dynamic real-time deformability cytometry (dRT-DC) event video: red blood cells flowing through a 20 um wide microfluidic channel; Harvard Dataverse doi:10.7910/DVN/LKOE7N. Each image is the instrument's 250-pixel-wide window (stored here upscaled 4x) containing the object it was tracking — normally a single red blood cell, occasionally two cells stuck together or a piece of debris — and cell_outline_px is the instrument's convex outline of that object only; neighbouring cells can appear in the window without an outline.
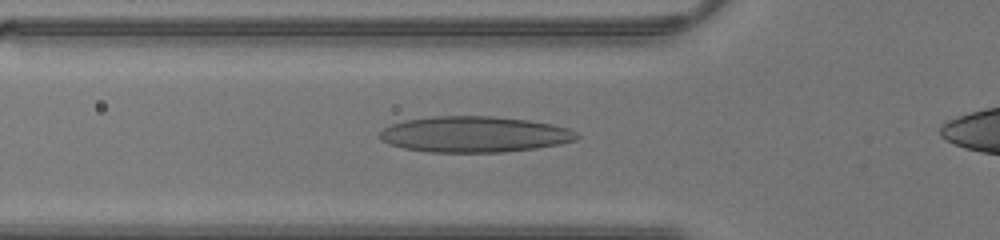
{"species": "human", "species_latin": "Homo sapiens", "temperature_condition": "warm", "stored_images_in_passage": 25, "camera_frame_rate_fps": 3000, "um_per_image_px": 0.085, "donor": {"sex": "male"}, "frame": {"image": 1, "passage_image": 2, "time_ms": 0.333, "image_size_px": [1000, 240], "cell_outline_px": [[580, 136], [576, 140], [560, 144], [536, 148], [504, 152], [428, 152], [404, 148], [388, 144], [380, 140], [376, 136], [384, 128], [392, 124], [404, 120], [432, 116], [492, 116], [532, 120], [552, 124], [568, 128], [576, 132]], "centroid_in_image_um": [40.31, 11.41], "position_along_channel_um": 85.5, "area_um2": 41.62}}
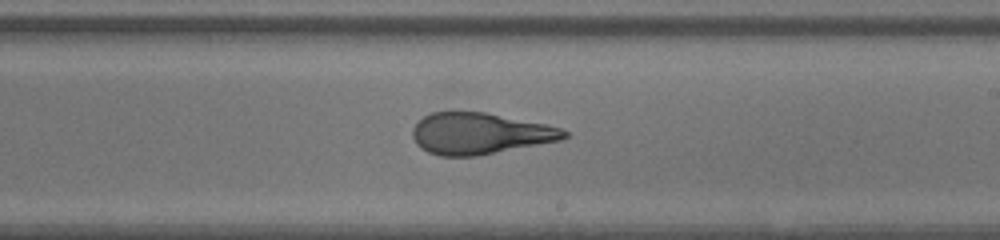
{"frame": {"image": 2, "passage_image": 12, "time_ms": 3.667, "image_size_px": [1000, 240], "cell_outline_px": [[568, 136], [564, 140], [476, 156], [440, 156], [428, 152], [420, 148], [416, 144], [412, 136], [412, 128], [424, 116], [432, 112], [484, 112], [548, 124], [560, 128], [568, 132]], "centroid_in_image_um": [40.81, 11.36], "position_along_channel_um": 248.2, "area_um2": 36.7}}
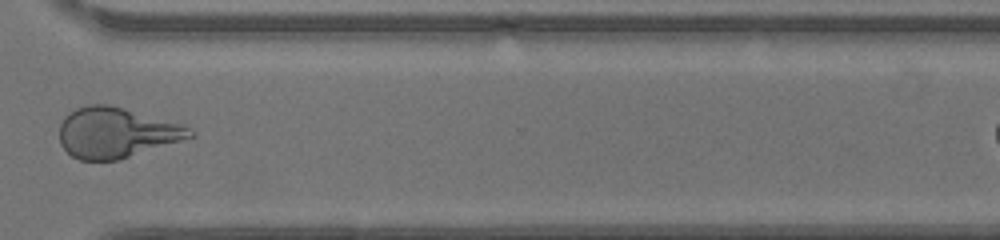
{"frame": {"image": 3, "passage_image": 19, "time_ms": 6.0, "image_size_px": [1000, 240], "cell_outline_px": [[196, 136], [120, 160], [80, 160], [72, 156], [60, 144], [60, 124], [64, 116], [68, 112], [76, 108], [88, 104], [108, 104], [124, 108], [184, 124], [192, 128], [196, 132]], "centroid_in_image_um": [9.92, 11.27], "position_along_channel_um": 360.7, "area_um2": 38.73}}